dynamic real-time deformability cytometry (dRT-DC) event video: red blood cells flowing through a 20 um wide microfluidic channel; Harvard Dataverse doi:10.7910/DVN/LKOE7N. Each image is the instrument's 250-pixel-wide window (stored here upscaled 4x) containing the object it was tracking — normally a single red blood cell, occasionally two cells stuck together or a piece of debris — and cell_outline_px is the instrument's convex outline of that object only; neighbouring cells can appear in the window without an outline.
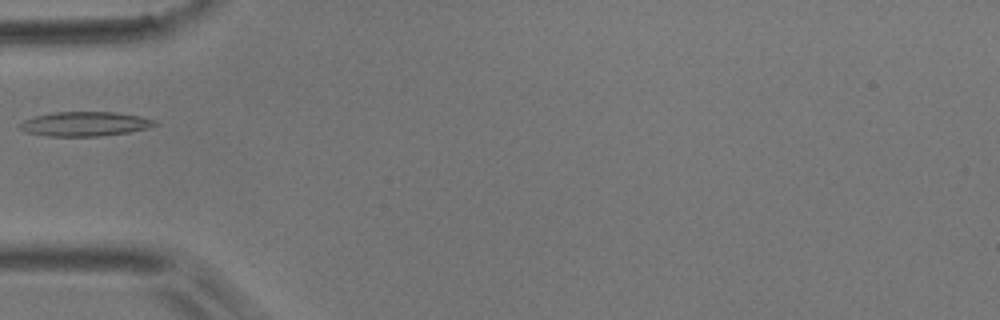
{"species": "common noctule bat (a hibernating species)", "species_latin": "Nyctalus noctula", "temperature_condition": "room temperature", "stored_images_in_passage": 5, "camera_frame_rate_fps": 3000, "um_per_image_px": 0.085, "animal": {"sex": "male", "body_mass_g": 17.9}, "frame": {"image": 1, "passage_image": 5, "time_ms": 4.667, "image_size_px": [1000, 320], "cell_outline_px": [[160, 124], [148, 128], [128, 132], [100, 136], [44, 136], [24, 132], [16, 124], [24, 120], [36, 116], [56, 112], [116, 112], [140, 116], [156, 120]], "centroid_in_image_um": [7.21, 10.54], "position_along_channel_um": 77.8, "area_um2": 19.36}}